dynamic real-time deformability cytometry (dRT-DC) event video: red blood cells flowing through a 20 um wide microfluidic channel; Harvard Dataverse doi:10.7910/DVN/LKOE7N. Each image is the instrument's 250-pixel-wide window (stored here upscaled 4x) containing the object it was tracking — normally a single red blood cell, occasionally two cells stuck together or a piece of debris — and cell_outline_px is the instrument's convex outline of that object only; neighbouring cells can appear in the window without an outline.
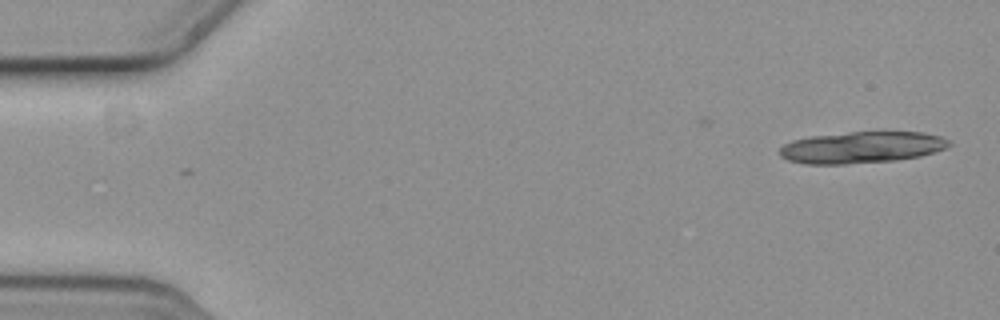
{"species": "common noctule bat (a hibernating species)", "species_latin": "Nyctalus noctula", "temperature_condition": "cold", "stored_images_in_passage": 7, "camera_frame_rate_fps": 3000, "um_per_image_px": 0.085, "animal": {"sex": "female", "body_mass_g": 19.3, "forearm_length_mm": 54.1}, "frame": {"image": 1, "passage_image": 1, "time_ms": 0.0, "image_size_px": [1000, 320], "cell_outline_px": [[952, 144], [948, 148], [920, 156], [896, 160], [844, 164], [804, 164], [788, 160], [780, 156], [780, 148], [784, 144], [792, 140], [812, 136], [848, 132], [924, 132], [940, 136], [952, 140]], "centroid_in_image_um": [73.28, 12.52], "position_along_channel_um": 11.7, "area_um2": 31.33}}
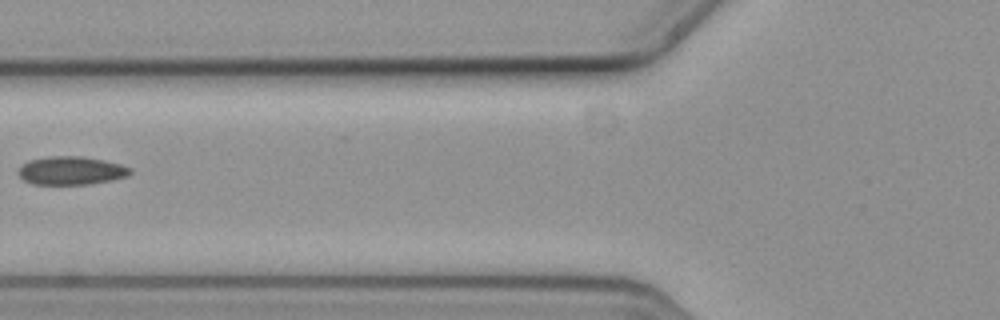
{"frame": {"image": 2, "passage_image": 6, "time_ms": 1.667, "image_size_px": [1000, 320], "cell_outline_px": [[132, 172], [128, 176], [112, 180], [88, 184], [32, 184], [24, 180], [16, 172], [28, 160], [48, 156], [80, 156], [104, 160], [120, 164], [132, 168]], "centroid_in_image_um": [6.06, 14.5], "position_along_channel_um": 119.7, "area_um2": 18.5}}
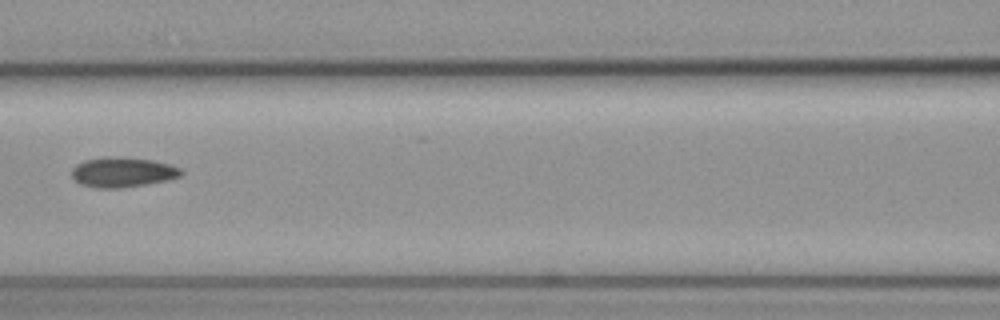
{"frame": {"image": 3, "passage_image": 7, "time_ms": 2.0, "image_size_px": [1000, 320], "cell_outline_px": [[184, 172], [180, 176], [168, 180], [120, 188], [92, 188], [80, 184], [72, 176], [72, 168], [76, 164], [84, 160], [104, 156], [120, 156], [152, 160], [168, 164], [180, 168]], "centroid_in_image_um": [10.39, 14.63], "position_along_channel_um": 156.2, "area_um2": 19.25}}